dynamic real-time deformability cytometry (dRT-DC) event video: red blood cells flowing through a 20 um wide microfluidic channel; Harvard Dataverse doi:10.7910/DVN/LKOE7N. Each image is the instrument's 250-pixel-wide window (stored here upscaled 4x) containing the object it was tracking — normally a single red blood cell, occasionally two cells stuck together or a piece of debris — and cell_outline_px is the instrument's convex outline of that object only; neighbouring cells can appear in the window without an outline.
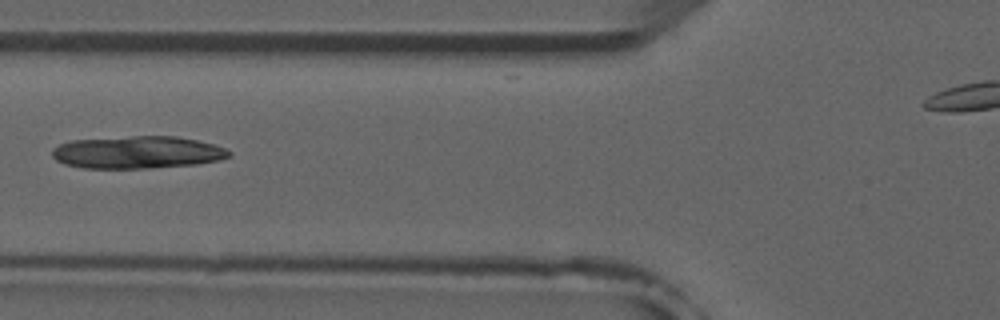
{"species": "common noctule bat (a hibernating species)", "species_latin": "Nyctalus noctula", "temperature_condition": "room temperature", "stored_images_in_passage": 3, "camera_frame_rate_fps": 3000, "um_per_image_px": 0.085, "animal": {"sex": "male", "forearm_length_mm": 52.5}, "frame": {"image": 1, "passage_image": 3, "time_ms": 2.333, "image_size_px": [1000, 320], "cell_outline_px": [[232, 156], [220, 160], [196, 164], [148, 168], [84, 168], [64, 164], [56, 160], [52, 156], [52, 148], [60, 144], [72, 140], [132, 136], [176, 136], [196, 140], [212, 144], [224, 148], [232, 152]], "centroid_in_image_um": [11.68, 12.95], "position_along_channel_um": 114.1, "area_um2": 33.47}}